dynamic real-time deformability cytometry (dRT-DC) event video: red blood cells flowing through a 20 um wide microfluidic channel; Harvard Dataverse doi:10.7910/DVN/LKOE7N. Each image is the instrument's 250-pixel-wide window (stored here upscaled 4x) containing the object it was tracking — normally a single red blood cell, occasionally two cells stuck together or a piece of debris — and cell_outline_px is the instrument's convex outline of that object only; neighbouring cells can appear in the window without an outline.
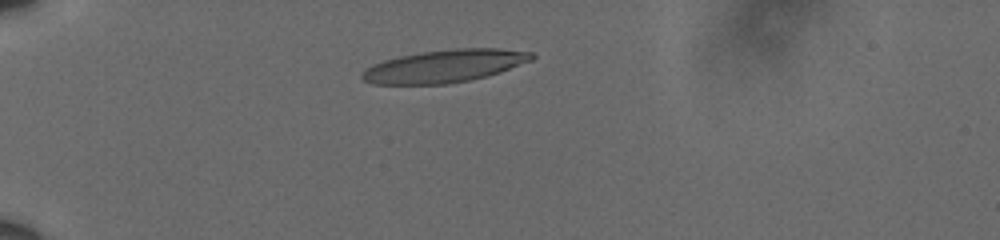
{"species": "human", "species_latin": "Homo sapiens", "temperature_condition": "cold", "stored_images_in_passage": 42, "camera_frame_rate_fps": 3000, "um_per_image_px": 0.085, "donor": {"sex": "male"}, "frame": {"image": 1, "passage_image": 1, "time_ms": 0.0, "image_size_px": [1000, 240], "cell_outline_px": [[536, 56], [532, 60], [500, 72], [468, 80], [448, 84], [372, 84], [364, 80], [360, 76], [364, 68], [372, 64], [384, 60], [400, 56], [420, 52], [456, 48], [500, 48], [536, 52]], "centroid_in_image_um": [37.79, 5.6], "position_along_channel_um": 47.2, "area_um2": 32.43}}
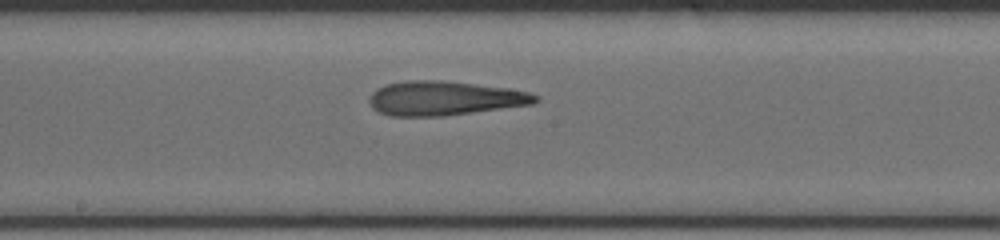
{"frame": {"image": 2, "passage_image": 18, "time_ms": 5.667, "image_size_px": [1000, 240], "cell_outline_px": [[540, 100], [532, 104], [440, 116], [388, 116], [372, 108], [368, 100], [372, 92], [376, 88], [388, 84], [404, 80], [444, 80], [508, 88], [528, 92], [540, 96]], "centroid_in_image_um": [37.75, 8.34], "position_along_channel_um": 210.5, "area_um2": 33.12}}
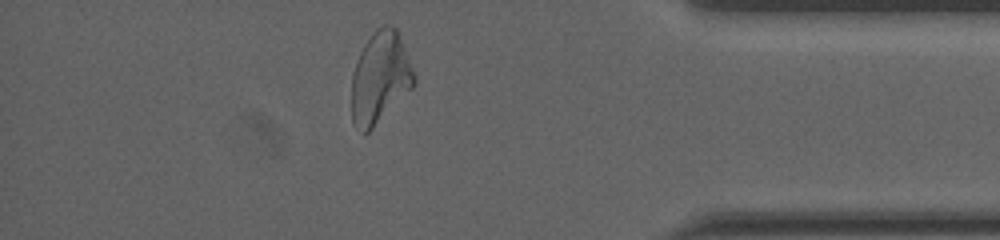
{"frame": {"image": 3, "passage_image": 36, "time_ms": 11.667, "image_size_px": [1000, 240], "cell_outline_px": [[416, 84], [364, 136], [352, 120], [352, 76], [360, 52], [364, 44], [376, 28], [384, 24], [388, 24], [396, 28], [400, 36], [412, 68], [416, 80]], "centroid_in_image_um": [32.3, 6.59], "position_along_channel_um": 402.9, "area_um2": 32.95}, "authors_computed_cell_mechanics": {"area_um2": 33.0905, "velocity_mm_per_s": 3.5962, "shape_relaxation_time_tau1_ms": 8.2581, "shape_relaxation_time_tau2_ms": 2.4517, "deformation_change_tau1": 0.2594, "deformation_change_tau2": 0.1314}}